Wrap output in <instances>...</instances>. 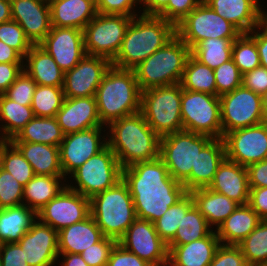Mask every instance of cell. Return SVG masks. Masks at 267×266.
<instances>
[{
  "label": "cell",
  "mask_w": 267,
  "mask_h": 266,
  "mask_svg": "<svg viewBox=\"0 0 267 266\" xmlns=\"http://www.w3.org/2000/svg\"><path fill=\"white\" fill-rule=\"evenodd\" d=\"M122 179L129 187L137 218L152 223L187 193L160 157L123 168Z\"/></svg>",
  "instance_id": "1"
},
{
  "label": "cell",
  "mask_w": 267,
  "mask_h": 266,
  "mask_svg": "<svg viewBox=\"0 0 267 266\" xmlns=\"http://www.w3.org/2000/svg\"><path fill=\"white\" fill-rule=\"evenodd\" d=\"M107 145L121 168L159 157L160 136L148 125L141 112L122 117L107 126Z\"/></svg>",
  "instance_id": "2"
},
{
  "label": "cell",
  "mask_w": 267,
  "mask_h": 266,
  "mask_svg": "<svg viewBox=\"0 0 267 266\" xmlns=\"http://www.w3.org/2000/svg\"><path fill=\"white\" fill-rule=\"evenodd\" d=\"M139 16V17H138ZM176 35V26L156 15L132 18L112 65L133 69Z\"/></svg>",
  "instance_id": "3"
},
{
  "label": "cell",
  "mask_w": 267,
  "mask_h": 266,
  "mask_svg": "<svg viewBox=\"0 0 267 266\" xmlns=\"http://www.w3.org/2000/svg\"><path fill=\"white\" fill-rule=\"evenodd\" d=\"M95 97L99 118L105 127L122 117L140 112L141 91L133 69L111 65Z\"/></svg>",
  "instance_id": "4"
},
{
  "label": "cell",
  "mask_w": 267,
  "mask_h": 266,
  "mask_svg": "<svg viewBox=\"0 0 267 266\" xmlns=\"http://www.w3.org/2000/svg\"><path fill=\"white\" fill-rule=\"evenodd\" d=\"M191 49L175 35L133 68L140 91L180 83Z\"/></svg>",
  "instance_id": "5"
},
{
  "label": "cell",
  "mask_w": 267,
  "mask_h": 266,
  "mask_svg": "<svg viewBox=\"0 0 267 266\" xmlns=\"http://www.w3.org/2000/svg\"><path fill=\"white\" fill-rule=\"evenodd\" d=\"M90 213L103 235L118 241L137 218L126 182L121 179L93 196L90 199Z\"/></svg>",
  "instance_id": "6"
},
{
  "label": "cell",
  "mask_w": 267,
  "mask_h": 266,
  "mask_svg": "<svg viewBox=\"0 0 267 266\" xmlns=\"http://www.w3.org/2000/svg\"><path fill=\"white\" fill-rule=\"evenodd\" d=\"M181 98L180 83L141 92L140 112L160 137L183 130Z\"/></svg>",
  "instance_id": "7"
},
{
  "label": "cell",
  "mask_w": 267,
  "mask_h": 266,
  "mask_svg": "<svg viewBox=\"0 0 267 266\" xmlns=\"http://www.w3.org/2000/svg\"><path fill=\"white\" fill-rule=\"evenodd\" d=\"M211 136L180 131L160 137L159 157L173 179L183 184L195 169L197 156Z\"/></svg>",
  "instance_id": "8"
},
{
  "label": "cell",
  "mask_w": 267,
  "mask_h": 266,
  "mask_svg": "<svg viewBox=\"0 0 267 266\" xmlns=\"http://www.w3.org/2000/svg\"><path fill=\"white\" fill-rule=\"evenodd\" d=\"M72 177L77 185L66 186L91 199L119 182L122 179V168L114 152L106 145L76 169Z\"/></svg>",
  "instance_id": "9"
},
{
  "label": "cell",
  "mask_w": 267,
  "mask_h": 266,
  "mask_svg": "<svg viewBox=\"0 0 267 266\" xmlns=\"http://www.w3.org/2000/svg\"><path fill=\"white\" fill-rule=\"evenodd\" d=\"M242 33L202 1L176 25V35L190 48L209 38L234 41Z\"/></svg>",
  "instance_id": "10"
},
{
  "label": "cell",
  "mask_w": 267,
  "mask_h": 266,
  "mask_svg": "<svg viewBox=\"0 0 267 266\" xmlns=\"http://www.w3.org/2000/svg\"><path fill=\"white\" fill-rule=\"evenodd\" d=\"M183 130L222 138L221 103L217 95L182 89Z\"/></svg>",
  "instance_id": "11"
},
{
  "label": "cell",
  "mask_w": 267,
  "mask_h": 266,
  "mask_svg": "<svg viewBox=\"0 0 267 266\" xmlns=\"http://www.w3.org/2000/svg\"><path fill=\"white\" fill-rule=\"evenodd\" d=\"M132 18L124 15L97 13L83 29L86 54L112 61L120 49Z\"/></svg>",
  "instance_id": "12"
},
{
  "label": "cell",
  "mask_w": 267,
  "mask_h": 266,
  "mask_svg": "<svg viewBox=\"0 0 267 266\" xmlns=\"http://www.w3.org/2000/svg\"><path fill=\"white\" fill-rule=\"evenodd\" d=\"M222 138L233 130L265 122L262 96L243 85L219 97Z\"/></svg>",
  "instance_id": "13"
},
{
  "label": "cell",
  "mask_w": 267,
  "mask_h": 266,
  "mask_svg": "<svg viewBox=\"0 0 267 266\" xmlns=\"http://www.w3.org/2000/svg\"><path fill=\"white\" fill-rule=\"evenodd\" d=\"M117 242L151 266H168V246L148 220L136 218Z\"/></svg>",
  "instance_id": "14"
},
{
  "label": "cell",
  "mask_w": 267,
  "mask_h": 266,
  "mask_svg": "<svg viewBox=\"0 0 267 266\" xmlns=\"http://www.w3.org/2000/svg\"><path fill=\"white\" fill-rule=\"evenodd\" d=\"M226 159L247 167L267 158V121L223 136Z\"/></svg>",
  "instance_id": "15"
},
{
  "label": "cell",
  "mask_w": 267,
  "mask_h": 266,
  "mask_svg": "<svg viewBox=\"0 0 267 266\" xmlns=\"http://www.w3.org/2000/svg\"><path fill=\"white\" fill-rule=\"evenodd\" d=\"M90 215V199L66 186L37 212V219L59 231Z\"/></svg>",
  "instance_id": "16"
},
{
  "label": "cell",
  "mask_w": 267,
  "mask_h": 266,
  "mask_svg": "<svg viewBox=\"0 0 267 266\" xmlns=\"http://www.w3.org/2000/svg\"><path fill=\"white\" fill-rule=\"evenodd\" d=\"M103 128L94 127L64 135L59 146V155L65 178L107 145V139L101 133Z\"/></svg>",
  "instance_id": "17"
},
{
  "label": "cell",
  "mask_w": 267,
  "mask_h": 266,
  "mask_svg": "<svg viewBox=\"0 0 267 266\" xmlns=\"http://www.w3.org/2000/svg\"><path fill=\"white\" fill-rule=\"evenodd\" d=\"M112 62L100 56L85 55L72 69L64 72L63 91L68 98L95 96Z\"/></svg>",
  "instance_id": "18"
},
{
  "label": "cell",
  "mask_w": 267,
  "mask_h": 266,
  "mask_svg": "<svg viewBox=\"0 0 267 266\" xmlns=\"http://www.w3.org/2000/svg\"><path fill=\"white\" fill-rule=\"evenodd\" d=\"M39 45L64 72L75 67L86 55L83 30L77 28L52 26Z\"/></svg>",
  "instance_id": "19"
},
{
  "label": "cell",
  "mask_w": 267,
  "mask_h": 266,
  "mask_svg": "<svg viewBox=\"0 0 267 266\" xmlns=\"http://www.w3.org/2000/svg\"><path fill=\"white\" fill-rule=\"evenodd\" d=\"M29 266H53L58 260V231L35 221L17 242Z\"/></svg>",
  "instance_id": "20"
},
{
  "label": "cell",
  "mask_w": 267,
  "mask_h": 266,
  "mask_svg": "<svg viewBox=\"0 0 267 266\" xmlns=\"http://www.w3.org/2000/svg\"><path fill=\"white\" fill-rule=\"evenodd\" d=\"M12 19L33 45H39L50 32L51 11L45 0H10Z\"/></svg>",
  "instance_id": "21"
},
{
  "label": "cell",
  "mask_w": 267,
  "mask_h": 266,
  "mask_svg": "<svg viewBox=\"0 0 267 266\" xmlns=\"http://www.w3.org/2000/svg\"><path fill=\"white\" fill-rule=\"evenodd\" d=\"M56 119L64 135L94 127H103L95 96L65 97L61 109L56 114Z\"/></svg>",
  "instance_id": "22"
},
{
  "label": "cell",
  "mask_w": 267,
  "mask_h": 266,
  "mask_svg": "<svg viewBox=\"0 0 267 266\" xmlns=\"http://www.w3.org/2000/svg\"><path fill=\"white\" fill-rule=\"evenodd\" d=\"M242 34L250 33L263 21L259 0H203ZM261 6V7H260Z\"/></svg>",
  "instance_id": "23"
},
{
  "label": "cell",
  "mask_w": 267,
  "mask_h": 266,
  "mask_svg": "<svg viewBox=\"0 0 267 266\" xmlns=\"http://www.w3.org/2000/svg\"><path fill=\"white\" fill-rule=\"evenodd\" d=\"M208 188L224 194L240 205L248 204L250 187L247 168L225 158Z\"/></svg>",
  "instance_id": "24"
},
{
  "label": "cell",
  "mask_w": 267,
  "mask_h": 266,
  "mask_svg": "<svg viewBox=\"0 0 267 266\" xmlns=\"http://www.w3.org/2000/svg\"><path fill=\"white\" fill-rule=\"evenodd\" d=\"M221 245L216 232L184 245H167L168 266H209Z\"/></svg>",
  "instance_id": "25"
},
{
  "label": "cell",
  "mask_w": 267,
  "mask_h": 266,
  "mask_svg": "<svg viewBox=\"0 0 267 266\" xmlns=\"http://www.w3.org/2000/svg\"><path fill=\"white\" fill-rule=\"evenodd\" d=\"M226 158L225 145L222 138H212L197 156L195 169H191L190 177L183 183L187 192L208 187L218 166Z\"/></svg>",
  "instance_id": "26"
},
{
  "label": "cell",
  "mask_w": 267,
  "mask_h": 266,
  "mask_svg": "<svg viewBox=\"0 0 267 266\" xmlns=\"http://www.w3.org/2000/svg\"><path fill=\"white\" fill-rule=\"evenodd\" d=\"M51 25L83 30L96 16L94 0H51Z\"/></svg>",
  "instance_id": "27"
},
{
  "label": "cell",
  "mask_w": 267,
  "mask_h": 266,
  "mask_svg": "<svg viewBox=\"0 0 267 266\" xmlns=\"http://www.w3.org/2000/svg\"><path fill=\"white\" fill-rule=\"evenodd\" d=\"M105 236L90 215L58 231V252L80 254Z\"/></svg>",
  "instance_id": "28"
},
{
  "label": "cell",
  "mask_w": 267,
  "mask_h": 266,
  "mask_svg": "<svg viewBox=\"0 0 267 266\" xmlns=\"http://www.w3.org/2000/svg\"><path fill=\"white\" fill-rule=\"evenodd\" d=\"M262 221L248 205H239L215 230L222 245L237 246Z\"/></svg>",
  "instance_id": "29"
},
{
  "label": "cell",
  "mask_w": 267,
  "mask_h": 266,
  "mask_svg": "<svg viewBox=\"0 0 267 266\" xmlns=\"http://www.w3.org/2000/svg\"><path fill=\"white\" fill-rule=\"evenodd\" d=\"M25 60L26 64L24 62L23 70L32 77L37 85L63 86L64 71L40 45H33L24 57Z\"/></svg>",
  "instance_id": "30"
},
{
  "label": "cell",
  "mask_w": 267,
  "mask_h": 266,
  "mask_svg": "<svg viewBox=\"0 0 267 266\" xmlns=\"http://www.w3.org/2000/svg\"><path fill=\"white\" fill-rule=\"evenodd\" d=\"M189 193L193 197L194 205L206 218L208 225L210 227L215 225L216 229L240 205L208 187L194 189Z\"/></svg>",
  "instance_id": "31"
},
{
  "label": "cell",
  "mask_w": 267,
  "mask_h": 266,
  "mask_svg": "<svg viewBox=\"0 0 267 266\" xmlns=\"http://www.w3.org/2000/svg\"><path fill=\"white\" fill-rule=\"evenodd\" d=\"M12 143L30 163L35 175L64 176L58 146L29 142Z\"/></svg>",
  "instance_id": "32"
},
{
  "label": "cell",
  "mask_w": 267,
  "mask_h": 266,
  "mask_svg": "<svg viewBox=\"0 0 267 266\" xmlns=\"http://www.w3.org/2000/svg\"><path fill=\"white\" fill-rule=\"evenodd\" d=\"M61 180L66 182L67 179L64 176L35 175L23 188V205L37 213L66 187L67 184Z\"/></svg>",
  "instance_id": "33"
},
{
  "label": "cell",
  "mask_w": 267,
  "mask_h": 266,
  "mask_svg": "<svg viewBox=\"0 0 267 266\" xmlns=\"http://www.w3.org/2000/svg\"><path fill=\"white\" fill-rule=\"evenodd\" d=\"M37 220V213L26 205L0 209V244L18 242Z\"/></svg>",
  "instance_id": "34"
},
{
  "label": "cell",
  "mask_w": 267,
  "mask_h": 266,
  "mask_svg": "<svg viewBox=\"0 0 267 266\" xmlns=\"http://www.w3.org/2000/svg\"><path fill=\"white\" fill-rule=\"evenodd\" d=\"M64 133L58 125L56 117H33L11 142L41 143L60 146Z\"/></svg>",
  "instance_id": "35"
},
{
  "label": "cell",
  "mask_w": 267,
  "mask_h": 266,
  "mask_svg": "<svg viewBox=\"0 0 267 266\" xmlns=\"http://www.w3.org/2000/svg\"><path fill=\"white\" fill-rule=\"evenodd\" d=\"M33 117L31 106L20 105L0 94V120L6 123L0 126V136L11 140Z\"/></svg>",
  "instance_id": "36"
},
{
  "label": "cell",
  "mask_w": 267,
  "mask_h": 266,
  "mask_svg": "<svg viewBox=\"0 0 267 266\" xmlns=\"http://www.w3.org/2000/svg\"><path fill=\"white\" fill-rule=\"evenodd\" d=\"M180 84L184 90L216 95V81L213 69L200 63L192 55L187 59Z\"/></svg>",
  "instance_id": "37"
},
{
  "label": "cell",
  "mask_w": 267,
  "mask_h": 266,
  "mask_svg": "<svg viewBox=\"0 0 267 266\" xmlns=\"http://www.w3.org/2000/svg\"><path fill=\"white\" fill-rule=\"evenodd\" d=\"M233 41L224 38H209L191 49V55L210 69H216L232 59Z\"/></svg>",
  "instance_id": "38"
},
{
  "label": "cell",
  "mask_w": 267,
  "mask_h": 266,
  "mask_svg": "<svg viewBox=\"0 0 267 266\" xmlns=\"http://www.w3.org/2000/svg\"><path fill=\"white\" fill-rule=\"evenodd\" d=\"M206 218L193 205L182 218L174 238L167 245H184L206 237L211 231Z\"/></svg>",
  "instance_id": "39"
},
{
  "label": "cell",
  "mask_w": 267,
  "mask_h": 266,
  "mask_svg": "<svg viewBox=\"0 0 267 266\" xmlns=\"http://www.w3.org/2000/svg\"><path fill=\"white\" fill-rule=\"evenodd\" d=\"M194 205L193 197L187 192L178 202L154 222L159 237L168 244L175 236L179 224L187 211Z\"/></svg>",
  "instance_id": "40"
},
{
  "label": "cell",
  "mask_w": 267,
  "mask_h": 266,
  "mask_svg": "<svg viewBox=\"0 0 267 266\" xmlns=\"http://www.w3.org/2000/svg\"><path fill=\"white\" fill-rule=\"evenodd\" d=\"M248 266L267 265V220L258 226L238 245Z\"/></svg>",
  "instance_id": "41"
},
{
  "label": "cell",
  "mask_w": 267,
  "mask_h": 266,
  "mask_svg": "<svg viewBox=\"0 0 267 266\" xmlns=\"http://www.w3.org/2000/svg\"><path fill=\"white\" fill-rule=\"evenodd\" d=\"M65 99L63 86L37 85L31 102L35 117H56Z\"/></svg>",
  "instance_id": "42"
},
{
  "label": "cell",
  "mask_w": 267,
  "mask_h": 266,
  "mask_svg": "<svg viewBox=\"0 0 267 266\" xmlns=\"http://www.w3.org/2000/svg\"><path fill=\"white\" fill-rule=\"evenodd\" d=\"M232 60L242 75L260 66L256 41L250 34H241L233 41Z\"/></svg>",
  "instance_id": "43"
},
{
  "label": "cell",
  "mask_w": 267,
  "mask_h": 266,
  "mask_svg": "<svg viewBox=\"0 0 267 266\" xmlns=\"http://www.w3.org/2000/svg\"><path fill=\"white\" fill-rule=\"evenodd\" d=\"M1 168L12 174L23 187L35 176L30 163L12 142L5 147Z\"/></svg>",
  "instance_id": "44"
},
{
  "label": "cell",
  "mask_w": 267,
  "mask_h": 266,
  "mask_svg": "<svg viewBox=\"0 0 267 266\" xmlns=\"http://www.w3.org/2000/svg\"><path fill=\"white\" fill-rule=\"evenodd\" d=\"M213 71L216 81V95L218 97L230 93L242 85L243 75L232 59L224 62Z\"/></svg>",
  "instance_id": "45"
},
{
  "label": "cell",
  "mask_w": 267,
  "mask_h": 266,
  "mask_svg": "<svg viewBox=\"0 0 267 266\" xmlns=\"http://www.w3.org/2000/svg\"><path fill=\"white\" fill-rule=\"evenodd\" d=\"M0 41L15 49L23 58L33 46L21 26L13 19L0 23Z\"/></svg>",
  "instance_id": "46"
},
{
  "label": "cell",
  "mask_w": 267,
  "mask_h": 266,
  "mask_svg": "<svg viewBox=\"0 0 267 266\" xmlns=\"http://www.w3.org/2000/svg\"><path fill=\"white\" fill-rule=\"evenodd\" d=\"M23 188L12 174L0 168V209L22 205Z\"/></svg>",
  "instance_id": "47"
},
{
  "label": "cell",
  "mask_w": 267,
  "mask_h": 266,
  "mask_svg": "<svg viewBox=\"0 0 267 266\" xmlns=\"http://www.w3.org/2000/svg\"><path fill=\"white\" fill-rule=\"evenodd\" d=\"M36 86L32 77L23 70L4 95L20 105L31 106Z\"/></svg>",
  "instance_id": "48"
},
{
  "label": "cell",
  "mask_w": 267,
  "mask_h": 266,
  "mask_svg": "<svg viewBox=\"0 0 267 266\" xmlns=\"http://www.w3.org/2000/svg\"><path fill=\"white\" fill-rule=\"evenodd\" d=\"M116 242L113 238L104 237L89 249L81 252L80 255L89 266H107L110 252Z\"/></svg>",
  "instance_id": "49"
},
{
  "label": "cell",
  "mask_w": 267,
  "mask_h": 266,
  "mask_svg": "<svg viewBox=\"0 0 267 266\" xmlns=\"http://www.w3.org/2000/svg\"><path fill=\"white\" fill-rule=\"evenodd\" d=\"M203 0H169L167 6L157 15L175 26L181 22Z\"/></svg>",
  "instance_id": "50"
},
{
  "label": "cell",
  "mask_w": 267,
  "mask_h": 266,
  "mask_svg": "<svg viewBox=\"0 0 267 266\" xmlns=\"http://www.w3.org/2000/svg\"><path fill=\"white\" fill-rule=\"evenodd\" d=\"M97 13L136 17V4L141 0H94Z\"/></svg>",
  "instance_id": "51"
},
{
  "label": "cell",
  "mask_w": 267,
  "mask_h": 266,
  "mask_svg": "<svg viewBox=\"0 0 267 266\" xmlns=\"http://www.w3.org/2000/svg\"><path fill=\"white\" fill-rule=\"evenodd\" d=\"M209 266H248L241 249L235 245H220Z\"/></svg>",
  "instance_id": "52"
},
{
  "label": "cell",
  "mask_w": 267,
  "mask_h": 266,
  "mask_svg": "<svg viewBox=\"0 0 267 266\" xmlns=\"http://www.w3.org/2000/svg\"><path fill=\"white\" fill-rule=\"evenodd\" d=\"M107 266H151L145 260L139 258L136 254L125 249L118 242L112 248Z\"/></svg>",
  "instance_id": "53"
},
{
  "label": "cell",
  "mask_w": 267,
  "mask_h": 266,
  "mask_svg": "<svg viewBox=\"0 0 267 266\" xmlns=\"http://www.w3.org/2000/svg\"><path fill=\"white\" fill-rule=\"evenodd\" d=\"M0 259L2 266H29L25 261L24 252L17 243H1Z\"/></svg>",
  "instance_id": "54"
},
{
  "label": "cell",
  "mask_w": 267,
  "mask_h": 266,
  "mask_svg": "<svg viewBox=\"0 0 267 266\" xmlns=\"http://www.w3.org/2000/svg\"><path fill=\"white\" fill-rule=\"evenodd\" d=\"M242 85L254 93L262 95L267 90V69L259 66L243 74Z\"/></svg>",
  "instance_id": "55"
},
{
  "label": "cell",
  "mask_w": 267,
  "mask_h": 266,
  "mask_svg": "<svg viewBox=\"0 0 267 266\" xmlns=\"http://www.w3.org/2000/svg\"><path fill=\"white\" fill-rule=\"evenodd\" d=\"M248 205L262 220H267V187H250Z\"/></svg>",
  "instance_id": "56"
},
{
  "label": "cell",
  "mask_w": 267,
  "mask_h": 266,
  "mask_svg": "<svg viewBox=\"0 0 267 266\" xmlns=\"http://www.w3.org/2000/svg\"><path fill=\"white\" fill-rule=\"evenodd\" d=\"M24 63H0V94H4L9 86L23 71Z\"/></svg>",
  "instance_id": "57"
},
{
  "label": "cell",
  "mask_w": 267,
  "mask_h": 266,
  "mask_svg": "<svg viewBox=\"0 0 267 266\" xmlns=\"http://www.w3.org/2000/svg\"><path fill=\"white\" fill-rule=\"evenodd\" d=\"M249 187H267V158L247 167Z\"/></svg>",
  "instance_id": "58"
},
{
  "label": "cell",
  "mask_w": 267,
  "mask_h": 266,
  "mask_svg": "<svg viewBox=\"0 0 267 266\" xmlns=\"http://www.w3.org/2000/svg\"><path fill=\"white\" fill-rule=\"evenodd\" d=\"M248 34H251L250 36L256 41L260 66L267 69V23L263 20Z\"/></svg>",
  "instance_id": "59"
},
{
  "label": "cell",
  "mask_w": 267,
  "mask_h": 266,
  "mask_svg": "<svg viewBox=\"0 0 267 266\" xmlns=\"http://www.w3.org/2000/svg\"><path fill=\"white\" fill-rule=\"evenodd\" d=\"M23 60L15 49L0 41V63H24Z\"/></svg>",
  "instance_id": "60"
},
{
  "label": "cell",
  "mask_w": 267,
  "mask_h": 266,
  "mask_svg": "<svg viewBox=\"0 0 267 266\" xmlns=\"http://www.w3.org/2000/svg\"><path fill=\"white\" fill-rule=\"evenodd\" d=\"M169 0H141L144 15H158L168 4Z\"/></svg>",
  "instance_id": "61"
},
{
  "label": "cell",
  "mask_w": 267,
  "mask_h": 266,
  "mask_svg": "<svg viewBox=\"0 0 267 266\" xmlns=\"http://www.w3.org/2000/svg\"><path fill=\"white\" fill-rule=\"evenodd\" d=\"M63 256L61 262L62 266H89L82 258L80 254H72V253H59L58 255V261L59 257Z\"/></svg>",
  "instance_id": "62"
},
{
  "label": "cell",
  "mask_w": 267,
  "mask_h": 266,
  "mask_svg": "<svg viewBox=\"0 0 267 266\" xmlns=\"http://www.w3.org/2000/svg\"><path fill=\"white\" fill-rule=\"evenodd\" d=\"M12 19L11 1L0 0V23L9 21Z\"/></svg>",
  "instance_id": "63"
},
{
  "label": "cell",
  "mask_w": 267,
  "mask_h": 266,
  "mask_svg": "<svg viewBox=\"0 0 267 266\" xmlns=\"http://www.w3.org/2000/svg\"><path fill=\"white\" fill-rule=\"evenodd\" d=\"M11 142L10 139L3 138L0 136V168L2 167V159H3V154L5 147Z\"/></svg>",
  "instance_id": "64"
},
{
  "label": "cell",
  "mask_w": 267,
  "mask_h": 266,
  "mask_svg": "<svg viewBox=\"0 0 267 266\" xmlns=\"http://www.w3.org/2000/svg\"><path fill=\"white\" fill-rule=\"evenodd\" d=\"M261 96L265 120L267 121V90Z\"/></svg>",
  "instance_id": "65"
},
{
  "label": "cell",
  "mask_w": 267,
  "mask_h": 266,
  "mask_svg": "<svg viewBox=\"0 0 267 266\" xmlns=\"http://www.w3.org/2000/svg\"><path fill=\"white\" fill-rule=\"evenodd\" d=\"M263 20L267 23V13H266V11L263 14Z\"/></svg>",
  "instance_id": "66"
}]
</instances>
